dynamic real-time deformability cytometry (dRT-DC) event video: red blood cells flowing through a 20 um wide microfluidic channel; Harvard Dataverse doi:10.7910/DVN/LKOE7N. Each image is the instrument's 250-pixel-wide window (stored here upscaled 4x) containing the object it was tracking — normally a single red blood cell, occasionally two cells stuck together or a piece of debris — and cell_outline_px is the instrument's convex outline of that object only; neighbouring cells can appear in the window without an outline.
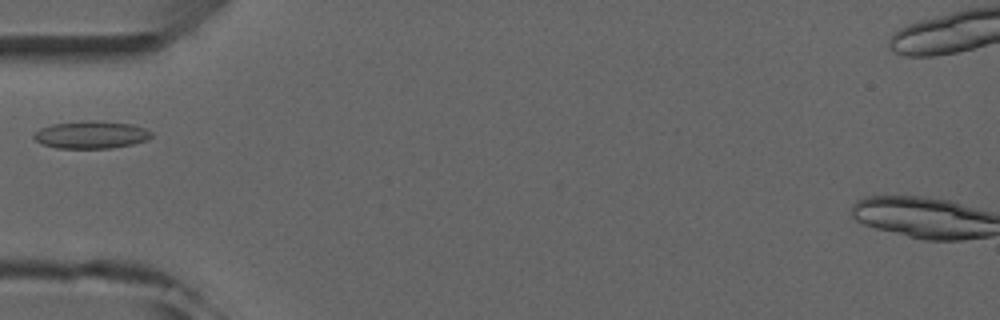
{"species": "common noctule bat (a hibernating species)", "species_latin": "Nyctalus noctula", "temperature_condition": "room temperature", "stored_images_in_passage": 6, "camera_frame_rate_fps": 3000, "um_per_image_px": 0.085, "animal": {"sex": "male", "forearm_length_mm": 52.5}, "frame": {"image": 1, "passage_image": 4, "time_ms": 3.667, "image_size_px": [1000, 320], "cell_outline_px": [[152, 136], [148, 140], [132, 144], [112, 148], [56, 148], [44, 144], [36, 140], [32, 136], [40, 128], [52, 124], [88, 120], [96, 120], [132, 124], [144, 128], [152, 132]], "centroid_in_image_um": [7.77, 11.45], "position_along_channel_um": 77.2, "area_um2": 18.84}}
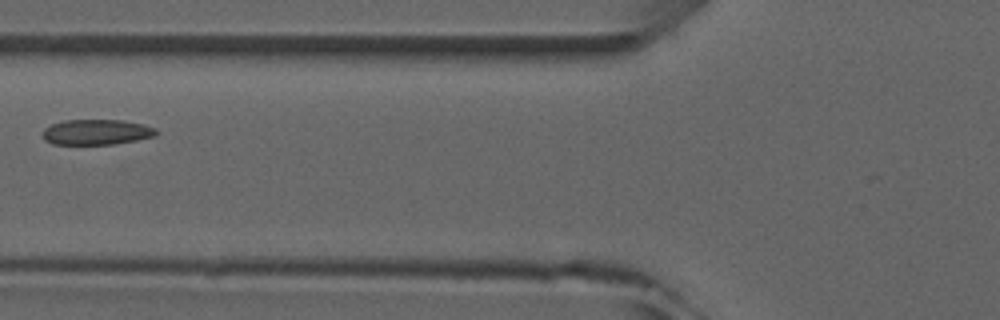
{"frame": {"image": 2, "passage_image": 5, "time_ms": 4.667, "image_size_px": [1000, 320], "cell_outline_px": [[160, 132], [156, 136], [116, 144], [52, 144], [44, 140], [44, 128], [52, 124], [64, 120], [120, 120], [144, 124], [156, 128]], "centroid_in_image_um": [8.25, 11.23], "position_along_channel_um": 117.5, "area_um2": 16.88}}
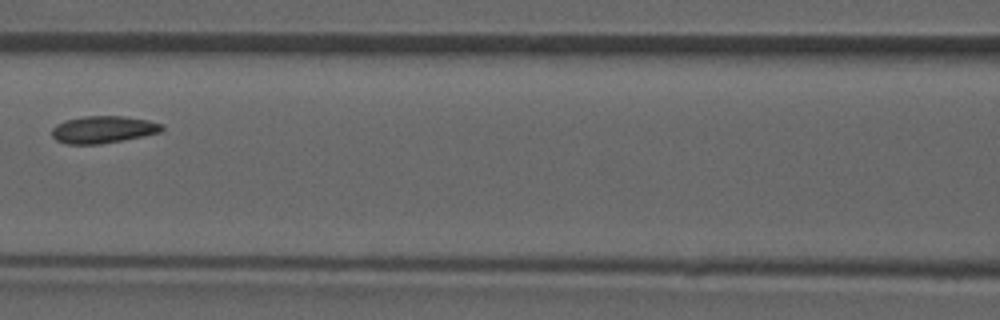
{"frame": {"image": 3, "passage_image": 6, "time_ms": 5.667, "image_size_px": [1000, 320], "cell_outline_px": [[164, 128], [160, 132], [144, 136], [100, 144], [64, 144], [56, 140], [52, 136], [52, 128], [56, 124], [64, 120], [84, 116], [124, 116], [148, 120], [164, 124]], "centroid_in_image_um": [8.76, 11.01], "position_along_channel_um": 157.8, "area_um2": 17.57}}